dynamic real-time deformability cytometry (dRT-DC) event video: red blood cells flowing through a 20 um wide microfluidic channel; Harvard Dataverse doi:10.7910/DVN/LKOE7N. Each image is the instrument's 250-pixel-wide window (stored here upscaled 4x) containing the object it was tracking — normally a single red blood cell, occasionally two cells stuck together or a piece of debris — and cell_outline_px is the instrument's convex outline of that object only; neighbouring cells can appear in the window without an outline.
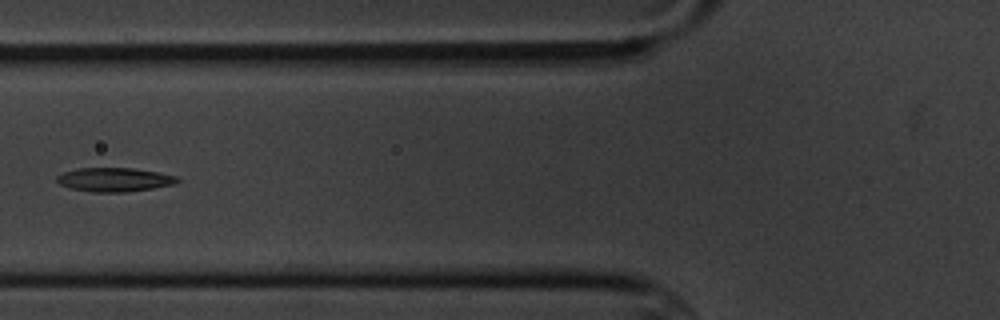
{"species": "common noctule bat (a hibernating species)", "species_latin": "Nyctalus noctula", "temperature_condition": "cold", "stored_images_in_passage": 15, "camera_frame_rate_fps": 3000, "um_per_image_px": 0.085, "animal": {"sex": "male", "body_mass_g": 20.1, "forearm_length_mm": 53.5}, "frame": {"image": 1, "passage_image": 6, "time_ms": 6.667, "image_size_px": [1000, 320], "cell_outline_px": [[180, 180], [172, 184], [152, 188], [124, 192], [92, 192], [72, 188], [60, 184], [56, 180], [56, 176], [64, 172], [76, 168], [132, 168], [160, 172], [176, 176]], "centroid_in_image_um": [9.71, 15.26], "position_along_channel_um": 116.1, "area_um2": 16.65}}
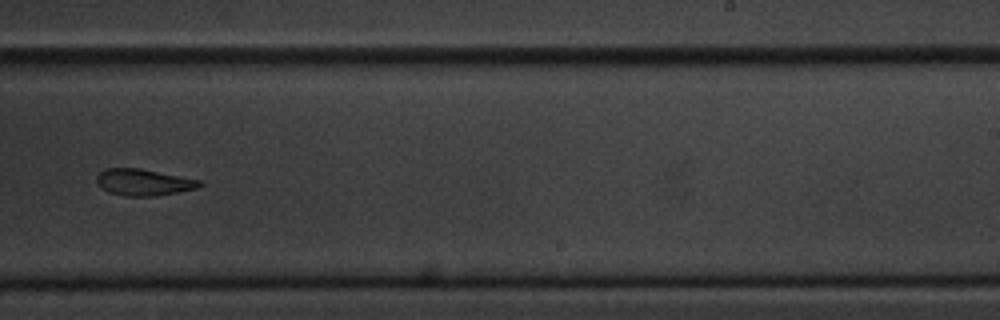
{"frame": {"image": 2, "passage_image": 10, "time_ms": 11.333, "image_size_px": [1000, 320], "cell_outline_px": [[204, 184], [196, 188], [176, 192], [152, 196], [124, 196], [108, 192], [96, 180], [96, 176], [100, 172], [108, 168], [140, 168], [200, 180]], "centroid_in_image_um": [12.2, 15.49], "position_along_channel_um": 276.8, "area_um2": 15.66}}
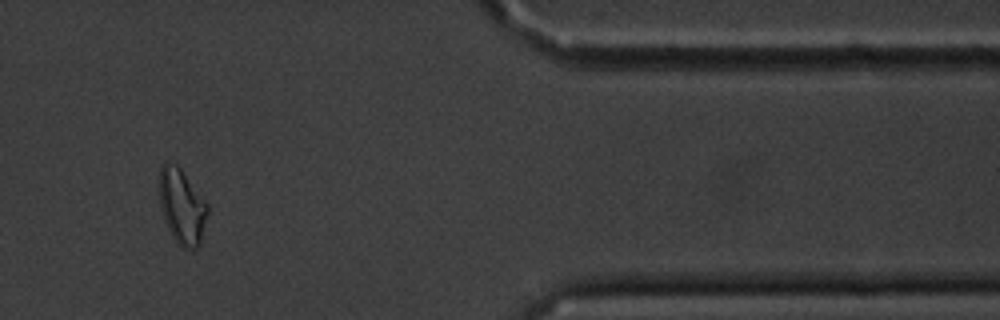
{"frame": {"image": 3, "passage_image": 14, "time_ms": 15.667, "image_size_px": [1000, 320], "cell_outline_px": [[208, 212], [200, 244], [196, 248], [184, 248], [176, 244], [164, 220], [160, 208], [160, 168], [164, 160], [168, 160], [176, 164], [180, 168], [208, 204]], "centroid_in_image_um": [15.45, 17.54], "position_along_channel_um": 395.9, "area_um2": 21.15}, "authors_computed_cell_mechanics": {"area_um2": 17.1088, "velocity_mm_per_s": 3.4391, "shape_relaxation_time_tau1_ms": 5.6509, "shape_relaxation_time_tau2_ms": 5.5058, "deformation_change_tau1": 0.1242, "deformation_change_tau2": 0.1038}}